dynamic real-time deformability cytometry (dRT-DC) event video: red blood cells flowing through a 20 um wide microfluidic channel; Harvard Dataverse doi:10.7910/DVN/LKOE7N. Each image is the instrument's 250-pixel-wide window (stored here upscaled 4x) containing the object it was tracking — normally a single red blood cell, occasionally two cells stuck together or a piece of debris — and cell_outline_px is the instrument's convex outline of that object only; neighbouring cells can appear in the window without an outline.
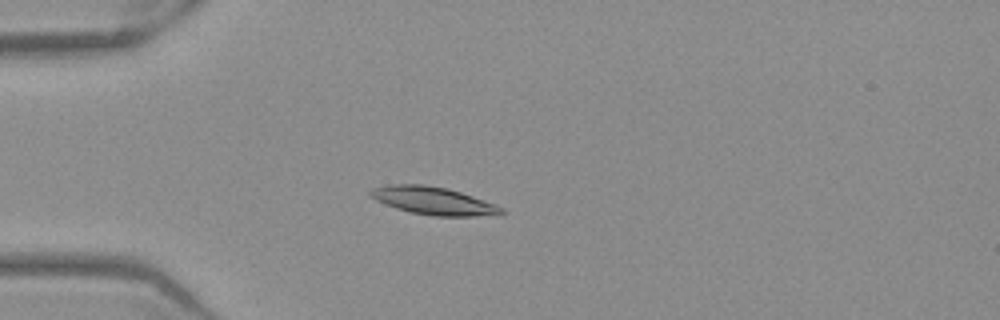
{"species": "Egyptian fruit bat (a non-hibernating species)", "species_latin": "Rousettus aegyptiacus", "temperature_condition": "warm", "stored_images_in_passage": 52, "camera_frame_rate_fps": 3000, "um_per_image_px": 0.085, "frame": {"image": 1, "passage_image": 14, "time_ms": 4.333, "image_size_px": [1000, 320], "cell_outline_px": [[504, 216], [432, 216], [412, 212], [396, 208], [376, 200], [368, 196], [368, 192], [372, 188], [392, 184], [424, 184], [448, 188], [496, 204], [504, 208]], "centroid_in_image_um": [36.89, 17.07], "position_along_channel_um": 48.1, "area_um2": 21.44}}
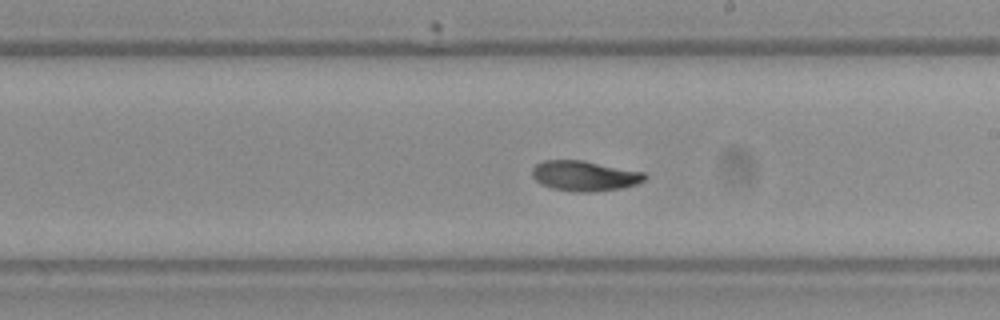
{"frame": {"image": 2, "passage_image": 30, "time_ms": 9.667, "image_size_px": [1000, 320], "cell_outline_px": [[648, 176], [644, 180], [636, 184], [620, 188], [588, 192], [580, 192], [552, 188], [540, 184], [532, 176], [532, 168], [536, 164], [544, 160], [584, 160], [644, 172]], "centroid_in_image_um": [49.67, 14.93], "position_along_channel_um": 239.3, "area_um2": 19.77}}
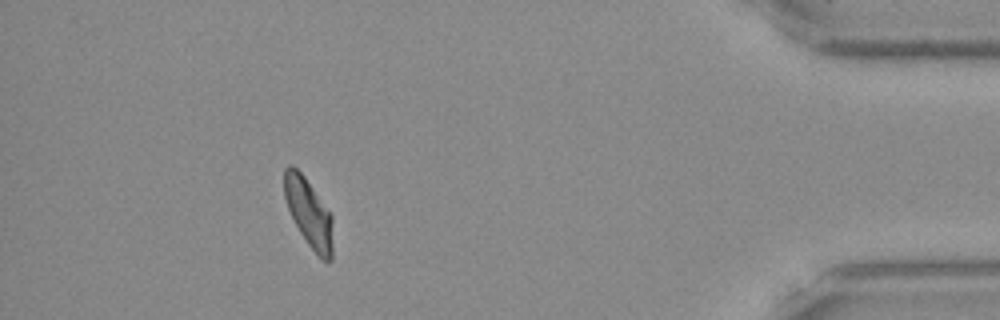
{"frame": {"image": 3, "passage_image": 47, "time_ms": 15.333, "image_size_px": [1000, 320], "cell_outline_px": [[332, 260], [324, 260], [308, 244], [300, 232], [288, 208], [284, 196], [284, 168], [288, 164], [292, 164], [304, 176], [332, 216]], "centroid_in_image_um": [26.23, 18.05], "position_along_channel_um": 409.0, "area_um2": 18.9}, "authors_computed_cell_mechanics": {"area_um2": 19.7098, "velocity_mm_per_s": 3.9167, "shape_relaxation_time_tau1_ms": 7.3842, "shape_relaxation_time_tau2_ms": 3.0209, "deformation_change_tau1": 0.1655, "deformation_change_tau2": 0.0645}}